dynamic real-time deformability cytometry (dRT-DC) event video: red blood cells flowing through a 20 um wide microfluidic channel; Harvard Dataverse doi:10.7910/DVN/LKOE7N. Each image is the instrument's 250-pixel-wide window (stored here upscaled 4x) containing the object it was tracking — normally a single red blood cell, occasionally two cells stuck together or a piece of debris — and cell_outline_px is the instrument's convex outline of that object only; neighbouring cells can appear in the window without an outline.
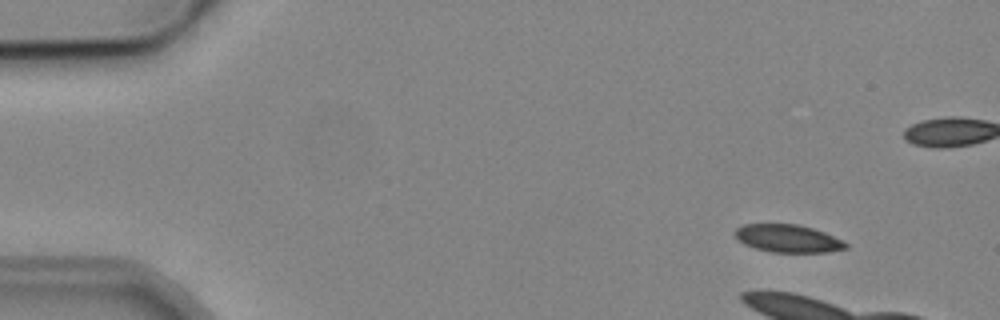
{"species": "common noctule bat (a hibernating species)", "species_latin": "Nyctalus noctula", "temperature_condition": "cold", "stored_images_in_passage": 3, "camera_frame_rate_fps": 3000, "um_per_image_px": 0.085, "animal": {"sex": "male", "body_mass_g": 19.2, "forearm_length_mm": 51.8}, "frame": {"image": 1, "passage_image": 2, "time_ms": 1.333, "image_size_px": [1000, 320], "cell_outline_px": [[848, 248], [828, 252], [772, 252], [756, 248], [744, 244], [736, 240], [732, 232], [736, 228], [744, 224], [796, 224], [812, 228], [824, 232], [848, 244]], "centroid_in_image_um": [66.91, 20.27], "position_along_channel_um": 18.1, "area_um2": 17.92}}